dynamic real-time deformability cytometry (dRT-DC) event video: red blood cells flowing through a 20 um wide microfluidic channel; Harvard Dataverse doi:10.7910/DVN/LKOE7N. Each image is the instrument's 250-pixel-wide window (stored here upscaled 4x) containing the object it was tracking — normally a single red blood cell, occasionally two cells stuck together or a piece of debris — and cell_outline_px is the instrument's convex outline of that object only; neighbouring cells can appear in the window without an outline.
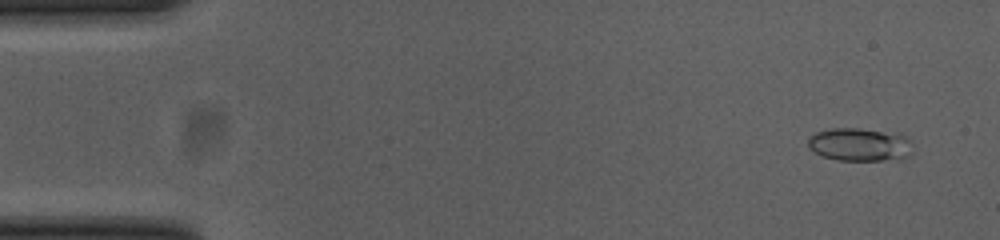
{"species": "common noctule bat (a hibernating species)", "species_latin": "Nyctalus noctula", "temperature_condition": "cold", "stored_images_in_passage": 55, "camera_frame_rate_fps": 3000, "um_per_image_px": 0.085, "animal": {"sex": "female", "body_mass_g": 23.0, "forearm_length_mm": 53.4}, "frame": {"image": 1, "passage_image": 4, "time_ms": 1.0, "image_size_px": [1000, 240], "cell_outline_px": [[912, 152], [908, 156], [900, 160], [836, 160], [820, 156], [808, 148], [808, 136], [816, 132], [832, 128], [860, 128], [896, 132], [912, 140]], "centroid_in_image_um": [73.09, 12.28], "position_along_channel_um": 11.9, "area_um2": 20.81}}
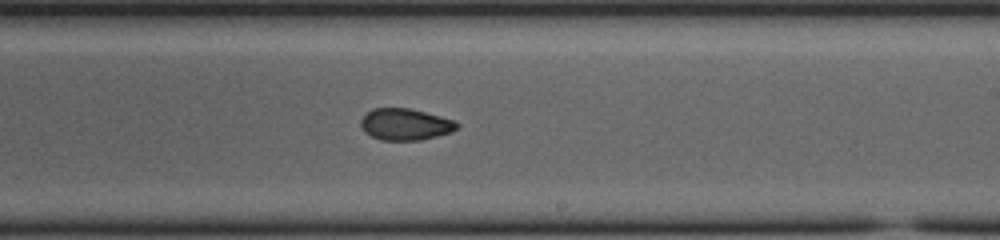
{"frame": {"image": 2, "passage_image": 33, "time_ms": 10.667, "image_size_px": [1000, 240], "cell_outline_px": [[460, 124], [452, 132], [420, 140], [380, 140], [372, 136], [360, 124], [360, 120], [372, 108], [408, 108], [440, 116], [452, 120]], "centroid_in_image_um": [34.46, 10.57], "position_along_channel_um": 254.5, "area_um2": 17.4}}
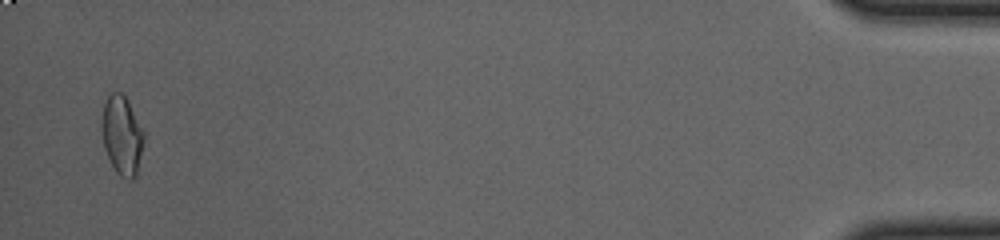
{"frame": {"image": 3, "passage_image": 54, "time_ms": 17.667, "image_size_px": [1000, 240], "cell_outline_px": [[144, 140], [136, 176], [128, 180], [120, 176], [116, 172], [104, 148], [100, 124], [100, 120], [104, 104], [108, 96], [112, 92], [120, 92], [128, 100], [144, 132]], "centroid_in_image_um": [10.35, 11.49], "position_along_channel_um": 424.9, "area_um2": 19.42}, "authors_computed_cell_mechanics": {"area_um2": 18.5538, "velocity_mm_per_s": 3.7048, "shape_relaxation_time_tau1_ms": null, "shape_relaxation_time_tau2_ms": 3.4673, "deformation_change_tau1": null, "deformation_change_tau2": 0.067}}